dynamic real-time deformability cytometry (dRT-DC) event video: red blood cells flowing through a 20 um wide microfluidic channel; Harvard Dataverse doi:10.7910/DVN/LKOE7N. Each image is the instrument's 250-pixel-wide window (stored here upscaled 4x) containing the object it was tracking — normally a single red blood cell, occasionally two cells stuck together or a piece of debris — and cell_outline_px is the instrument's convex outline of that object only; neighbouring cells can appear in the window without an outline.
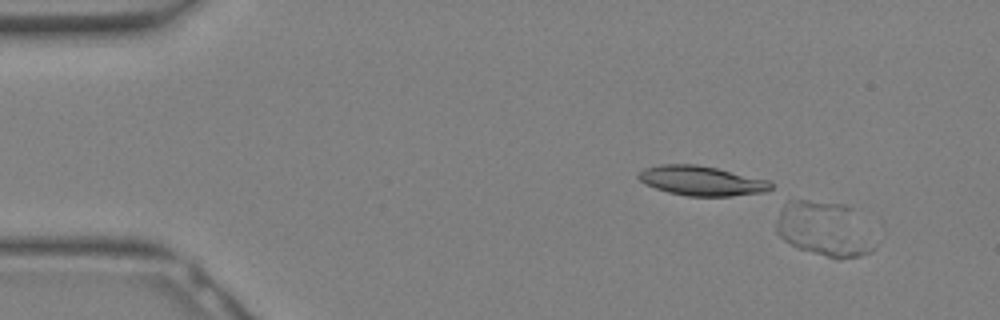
{"species": "Egyptian fruit bat (a non-hibernating species)", "species_latin": "Rousettus aegyptiacus", "temperature_condition": "warm", "stored_images_in_passage": 20, "camera_frame_rate_fps": 3000, "um_per_image_px": 0.085, "animal": {"sex": "female"}, "frame": {"image": 1, "passage_image": 1, "time_ms": 0.0, "image_size_px": [1000, 320], "cell_outline_px": [[876, 248], [872, 252], [860, 256], [840, 260], [800, 248], [784, 240], [776, 232], [776, 224], [780, 212], [784, 204], [788, 200], [808, 200], [844, 204], [852, 208], [876, 244]], "centroid_in_image_um": [70.07, 19.47], "position_along_channel_um": 14.9, "area_um2": 31.1}}
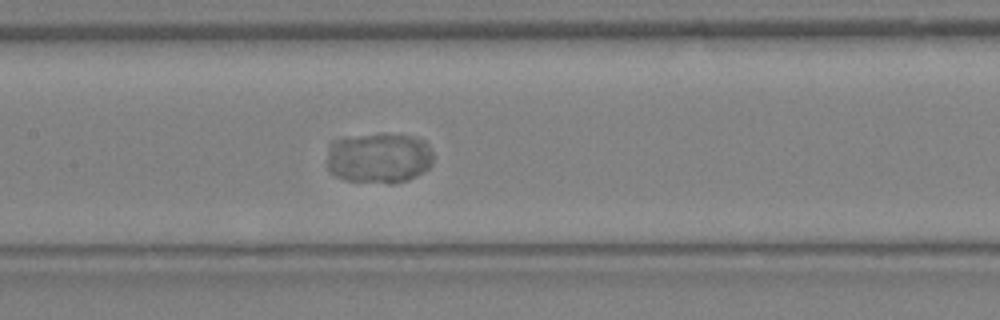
{"frame": {"image": 2, "passage_image": 14, "time_ms": 4.333, "image_size_px": [1000, 320], "cell_outline_px": [[432, 164], [424, 172], [408, 180], [392, 184], [388, 184], [344, 180], [336, 176], [328, 168], [328, 152], [332, 140], [344, 136], [380, 132], [384, 132], [408, 136], [424, 140], [428, 144], [432, 152]], "centroid_in_image_um": [32.2, 13.41], "position_along_channel_um": 175.2, "area_um2": 32.08}}
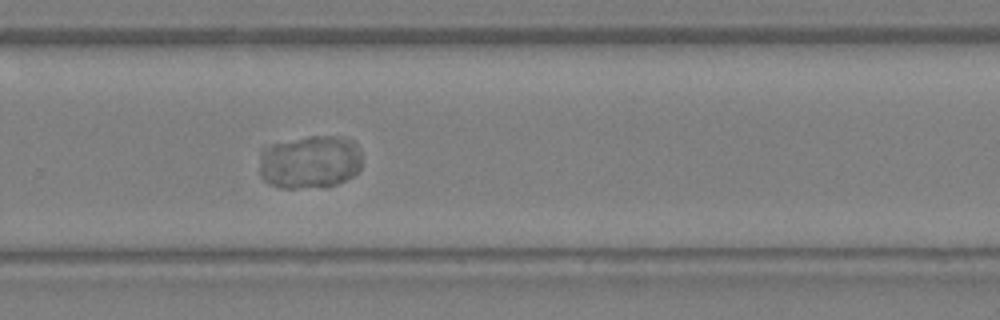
{"frame": {"image": 3, "passage_image": 20, "time_ms": 6.333, "image_size_px": [1000, 320], "cell_outline_px": [[360, 168], [352, 176], [336, 184], [324, 188], [280, 188], [268, 184], [260, 176], [260, 152], [272, 144], [308, 136], [332, 136], [352, 140], [356, 144], [360, 152]], "centroid_in_image_um": [26.32, 13.79], "position_along_channel_um": 303.5, "area_um2": 32.02}}